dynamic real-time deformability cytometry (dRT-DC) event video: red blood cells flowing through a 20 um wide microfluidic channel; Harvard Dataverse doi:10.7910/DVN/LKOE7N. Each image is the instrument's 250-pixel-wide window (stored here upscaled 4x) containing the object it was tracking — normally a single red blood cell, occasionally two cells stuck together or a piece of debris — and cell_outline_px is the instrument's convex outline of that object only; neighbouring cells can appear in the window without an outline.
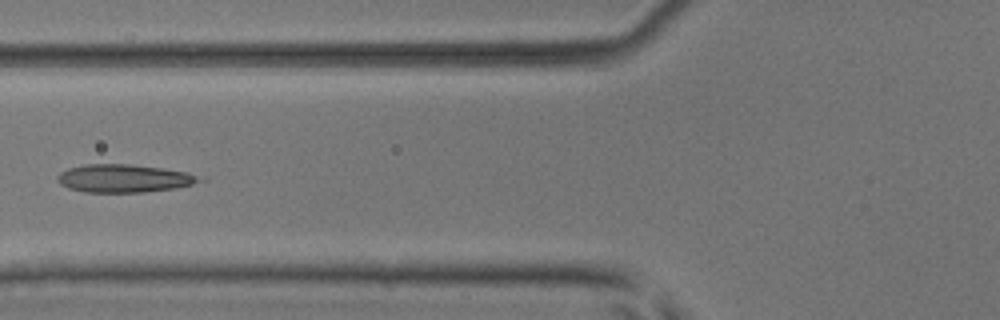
{"species": "common noctule bat (a hibernating species)", "species_latin": "Nyctalus noctula", "temperature_condition": "room temperature", "stored_images_in_passage": 6, "camera_frame_rate_fps": 3000, "um_per_image_px": 0.085, "animal": {"sex": "male", "body_mass_g": 17.9, "forearm_length_mm": 54.2}, "frame": {"image": 1, "passage_image": 6, "time_ms": 1.667, "image_size_px": [1000, 320], "cell_outline_px": [[208, 180], [192, 184], [172, 188], [144, 192], [84, 192], [68, 188], [60, 184], [56, 180], [56, 176], [60, 172], [68, 168], [88, 164], [132, 164], [160, 168], [184, 172], [204, 176]], "centroid_in_image_um": [10.54, 15.16], "position_along_channel_um": 115.3, "area_um2": 23.24}}